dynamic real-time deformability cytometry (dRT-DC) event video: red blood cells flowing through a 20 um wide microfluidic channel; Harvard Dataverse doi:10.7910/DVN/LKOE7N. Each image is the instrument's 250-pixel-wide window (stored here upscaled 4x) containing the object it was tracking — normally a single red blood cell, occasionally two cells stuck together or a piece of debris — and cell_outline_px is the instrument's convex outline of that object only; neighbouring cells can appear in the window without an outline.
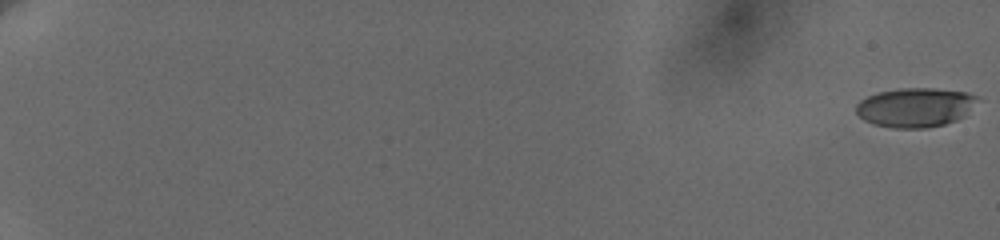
{"species": "human", "species_latin": "Homo sapiens", "temperature_condition": "cold", "stored_images_in_passage": 11, "camera_frame_rate_fps": 3000, "um_per_image_px": 0.085, "donor": {"sex": "female"}, "frame": {"image": 1, "passage_image": 1, "time_ms": 0.0, "image_size_px": [1000, 240], "cell_outline_px": [[980, 96], [964, 116], [956, 120], [944, 124], [924, 128], [892, 128], [872, 124], [864, 120], [856, 112], [856, 104], [860, 100], [868, 96], [880, 92], [900, 88], [932, 88], [968, 92]], "centroid_in_image_um": [77.79, 9.12], "position_along_channel_um": 7.2, "area_um2": 27.74}}
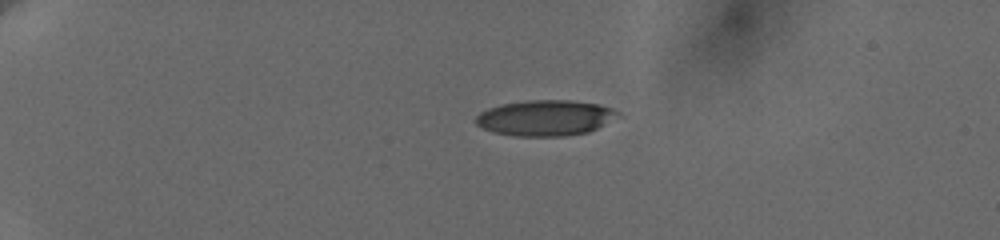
{"frame": {"image": 2, "passage_image": 7, "time_ms": 5.333, "image_size_px": [1000, 240], "cell_outline_px": [[624, 116], [588, 132], [564, 136], [516, 136], [492, 132], [480, 128], [476, 124], [476, 116], [480, 112], [488, 108], [500, 104], [528, 100], [568, 100], [600, 104], [612, 108], [620, 112]], "centroid_in_image_um": [46.39, 10.02], "position_along_channel_um": 38.6, "area_um2": 30.0}}
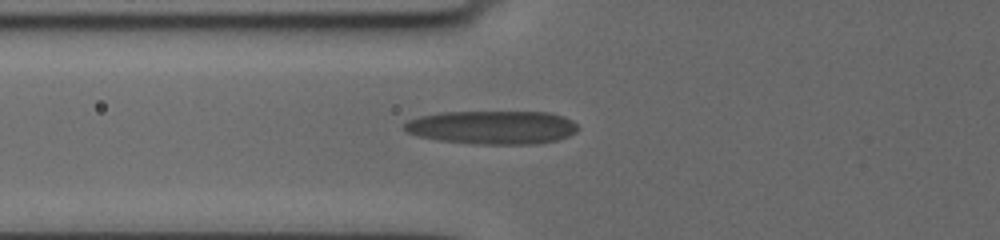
{"frame": {"image": 3, "passage_image": 11, "time_ms": 8.667, "image_size_px": [1000, 240], "cell_outline_px": [[580, 128], [576, 132], [568, 136], [556, 140], [536, 144], [472, 144], [436, 140], [420, 136], [408, 132], [404, 128], [404, 124], [408, 120], [420, 116], [440, 112], [548, 112], [564, 116], [572, 120]], "centroid_in_image_um": [41.87, 10.83], "position_along_channel_um": 83.9, "area_um2": 34.04}}